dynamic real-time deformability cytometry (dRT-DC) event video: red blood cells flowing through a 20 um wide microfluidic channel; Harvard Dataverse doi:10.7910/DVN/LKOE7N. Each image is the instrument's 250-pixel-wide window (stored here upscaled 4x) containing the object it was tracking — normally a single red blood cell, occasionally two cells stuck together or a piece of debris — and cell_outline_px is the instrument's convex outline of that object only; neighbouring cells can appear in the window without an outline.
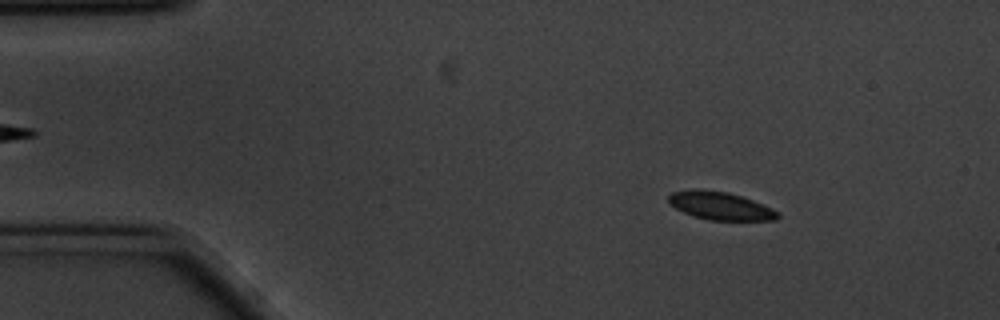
{"species": "common noctule bat (a hibernating species)", "species_latin": "Nyctalus noctula", "temperature_condition": "cold", "stored_images_in_passage": 57, "camera_frame_rate_fps": 3000, "um_per_image_px": 0.085, "animal": {"sex": "male", "body_mass_g": 20.1, "forearm_length_mm": 53.5}, "frame": {"image": 1, "passage_image": 8, "time_ms": 2.333, "image_size_px": [1000, 320], "cell_outline_px": [[780, 216], [776, 220], [708, 220], [692, 216], [676, 208], [668, 200], [668, 196], [672, 192], [696, 188], [728, 192], [752, 200], [772, 208], [780, 212]], "centroid_in_image_um": [61.24, 17.49], "position_along_channel_um": 23.8, "area_um2": 17.8}}
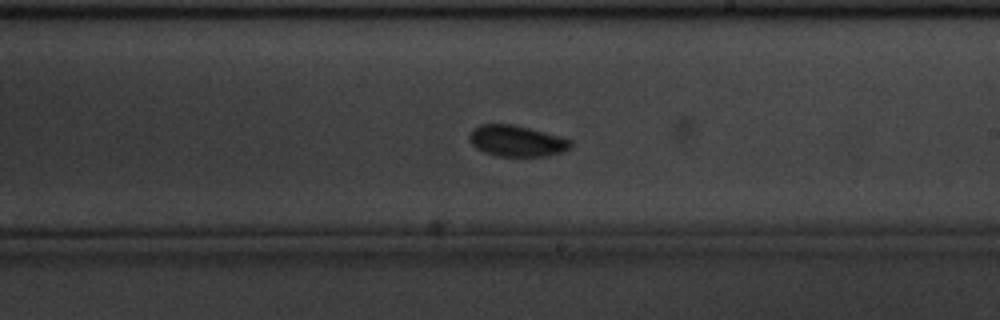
{"frame": {"image": 2, "passage_image": 33, "time_ms": 10.667, "image_size_px": [1000, 320], "cell_outline_px": [[572, 148], [548, 156], [496, 156], [484, 152], [476, 148], [472, 144], [468, 136], [480, 124], [512, 124], [560, 136], [572, 140]], "centroid_in_image_um": [43.94, 11.99], "position_along_channel_um": 245.1, "area_um2": 18.26}}
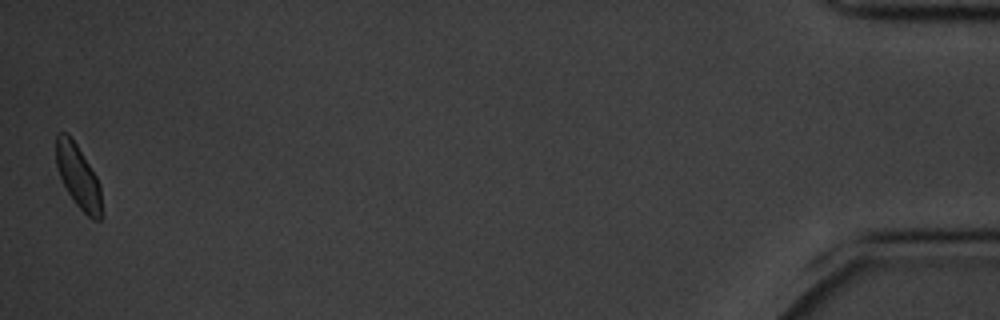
{"frame": {"image": 3, "passage_image": 57, "time_ms": 18.667, "image_size_px": [1000, 320], "cell_outline_px": [[104, 216], [100, 220], [92, 220], [76, 204], [68, 192], [60, 176], [56, 164], [56, 132], [68, 132], [76, 144], [96, 176], [100, 184]], "centroid_in_image_um": [6.68, 15.03], "position_along_channel_um": 428.5, "area_um2": 16.99}, "authors_computed_cell_mechanics": {"area_um2": 18.0336, "velocity_mm_per_s": 3.4615, "shape_relaxation_time_tau1_ms": 3.0949, "shape_relaxation_time_tau2_ms": null, "deformation_change_tau1": 0.1197, "deformation_change_tau2": null}}